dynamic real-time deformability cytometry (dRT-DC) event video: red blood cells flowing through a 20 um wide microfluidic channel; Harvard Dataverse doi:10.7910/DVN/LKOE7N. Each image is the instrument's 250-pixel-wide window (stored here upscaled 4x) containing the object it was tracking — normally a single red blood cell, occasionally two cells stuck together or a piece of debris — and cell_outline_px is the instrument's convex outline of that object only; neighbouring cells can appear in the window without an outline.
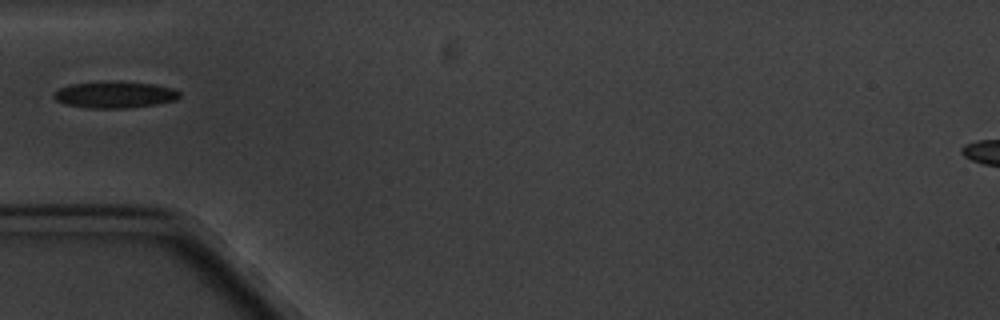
{"species": "common noctule bat (a hibernating species)", "species_latin": "Nyctalus noctula", "temperature_condition": "cold", "stored_images_in_passage": 6, "camera_frame_rate_fps": 3000, "um_per_image_px": 0.085, "animal": {"sex": "male", "body_mass_g": 20.1, "forearm_length_mm": 53.5}, "frame": {"image": 1, "passage_image": 6, "time_ms": 6.0, "image_size_px": [1000, 320], "cell_outline_px": [[180, 96], [176, 100], [156, 104], [132, 108], [88, 108], [64, 104], [56, 100], [52, 96], [52, 92], [60, 88], [72, 84], [104, 80], [120, 80], [156, 84], [172, 88], [180, 92]], "centroid_in_image_um": [9.74, 8.03], "position_along_channel_um": 75.3, "area_um2": 20.06}}